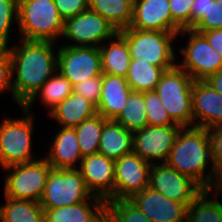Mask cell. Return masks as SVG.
Segmentation results:
<instances>
[{"label": "cell", "instance_id": "1", "mask_svg": "<svg viewBox=\"0 0 222 222\" xmlns=\"http://www.w3.org/2000/svg\"><path fill=\"white\" fill-rule=\"evenodd\" d=\"M20 41V42H19ZM51 41H28L7 48L12 60V85L15 105L23 106L57 71L58 48Z\"/></svg>", "mask_w": 222, "mask_h": 222}, {"label": "cell", "instance_id": "2", "mask_svg": "<svg viewBox=\"0 0 222 222\" xmlns=\"http://www.w3.org/2000/svg\"><path fill=\"white\" fill-rule=\"evenodd\" d=\"M166 164L207 190L217 172L211 157L208 129L181 127Z\"/></svg>", "mask_w": 222, "mask_h": 222}, {"label": "cell", "instance_id": "3", "mask_svg": "<svg viewBox=\"0 0 222 222\" xmlns=\"http://www.w3.org/2000/svg\"><path fill=\"white\" fill-rule=\"evenodd\" d=\"M17 36L28 41L59 42L64 29L54 0H18Z\"/></svg>", "mask_w": 222, "mask_h": 222}, {"label": "cell", "instance_id": "4", "mask_svg": "<svg viewBox=\"0 0 222 222\" xmlns=\"http://www.w3.org/2000/svg\"><path fill=\"white\" fill-rule=\"evenodd\" d=\"M22 118L5 117L0 120V167L37 160L33 151L35 114L20 106Z\"/></svg>", "mask_w": 222, "mask_h": 222}, {"label": "cell", "instance_id": "5", "mask_svg": "<svg viewBox=\"0 0 222 222\" xmlns=\"http://www.w3.org/2000/svg\"><path fill=\"white\" fill-rule=\"evenodd\" d=\"M118 33L127 41L131 59L148 62L165 70L176 65L175 41L178 42L177 39H179L177 33L135 28H126L118 31Z\"/></svg>", "mask_w": 222, "mask_h": 222}, {"label": "cell", "instance_id": "6", "mask_svg": "<svg viewBox=\"0 0 222 222\" xmlns=\"http://www.w3.org/2000/svg\"><path fill=\"white\" fill-rule=\"evenodd\" d=\"M192 77L177 64L164 72L156 86L165 110L170 118L184 126H193Z\"/></svg>", "mask_w": 222, "mask_h": 222}, {"label": "cell", "instance_id": "7", "mask_svg": "<svg viewBox=\"0 0 222 222\" xmlns=\"http://www.w3.org/2000/svg\"><path fill=\"white\" fill-rule=\"evenodd\" d=\"M51 169V165L44 157L3 168L4 197L39 202Z\"/></svg>", "mask_w": 222, "mask_h": 222}, {"label": "cell", "instance_id": "8", "mask_svg": "<svg viewBox=\"0 0 222 222\" xmlns=\"http://www.w3.org/2000/svg\"><path fill=\"white\" fill-rule=\"evenodd\" d=\"M181 34V35H180ZM185 38V45H179V54L183 56L181 62L178 60L176 64L185 70L194 81H204L210 75L215 74L222 69V57L209 44L207 39L198 32L191 29L181 30L177 37ZM179 61V62H178Z\"/></svg>", "mask_w": 222, "mask_h": 222}, {"label": "cell", "instance_id": "9", "mask_svg": "<svg viewBox=\"0 0 222 222\" xmlns=\"http://www.w3.org/2000/svg\"><path fill=\"white\" fill-rule=\"evenodd\" d=\"M92 196L77 168H52L39 203L43 209H53L75 205Z\"/></svg>", "mask_w": 222, "mask_h": 222}, {"label": "cell", "instance_id": "10", "mask_svg": "<svg viewBox=\"0 0 222 222\" xmlns=\"http://www.w3.org/2000/svg\"><path fill=\"white\" fill-rule=\"evenodd\" d=\"M116 33V29L104 17L88 9L64 21L61 40L69 41L67 44L64 40L62 45L99 47Z\"/></svg>", "mask_w": 222, "mask_h": 222}, {"label": "cell", "instance_id": "11", "mask_svg": "<svg viewBox=\"0 0 222 222\" xmlns=\"http://www.w3.org/2000/svg\"><path fill=\"white\" fill-rule=\"evenodd\" d=\"M57 45V70L72 85L103 75L99 47Z\"/></svg>", "mask_w": 222, "mask_h": 222}, {"label": "cell", "instance_id": "12", "mask_svg": "<svg viewBox=\"0 0 222 222\" xmlns=\"http://www.w3.org/2000/svg\"><path fill=\"white\" fill-rule=\"evenodd\" d=\"M181 125L152 126L133 132V152L150 164L166 163Z\"/></svg>", "mask_w": 222, "mask_h": 222}, {"label": "cell", "instance_id": "13", "mask_svg": "<svg viewBox=\"0 0 222 222\" xmlns=\"http://www.w3.org/2000/svg\"><path fill=\"white\" fill-rule=\"evenodd\" d=\"M149 187L187 206L203 191L190 177L179 173L166 163L152 164Z\"/></svg>", "mask_w": 222, "mask_h": 222}, {"label": "cell", "instance_id": "14", "mask_svg": "<svg viewBox=\"0 0 222 222\" xmlns=\"http://www.w3.org/2000/svg\"><path fill=\"white\" fill-rule=\"evenodd\" d=\"M152 164L133 151L115 160L114 200L130 199L149 186Z\"/></svg>", "mask_w": 222, "mask_h": 222}, {"label": "cell", "instance_id": "15", "mask_svg": "<svg viewBox=\"0 0 222 222\" xmlns=\"http://www.w3.org/2000/svg\"><path fill=\"white\" fill-rule=\"evenodd\" d=\"M129 200L151 222H187L186 204L169 199L149 186L134 194Z\"/></svg>", "mask_w": 222, "mask_h": 222}, {"label": "cell", "instance_id": "16", "mask_svg": "<svg viewBox=\"0 0 222 222\" xmlns=\"http://www.w3.org/2000/svg\"><path fill=\"white\" fill-rule=\"evenodd\" d=\"M93 195L114 200L115 160L97 152L83 156L77 168Z\"/></svg>", "mask_w": 222, "mask_h": 222}, {"label": "cell", "instance_id": "17", "mask_svg": "<svg viewBox=\"0 0 222 222\" xmlns=\"http://www.w3.org/2000/svg\"><path fill=\"white\" fill-rule=\"evenodd\" d=\"M129 28L177 34L182 30L172 19L168 0H134Z\"/></svg>", "mask_w": 222, "mask_h": 222}, {"label": "cell", "instance_id": "18", "mask_svg": "<svg viewBox=\"0 0 222 222\" xmlns=\"http://www.w3.org/2000/svg\"><path fill=\"white\" fill-rule=\"evenodd\" d=\"M193 126L212 128L222 125V95L205 81L192 85Z\"/></svg>", "mask_w": 222, "mask_h": 222}, {"label": "cell", "instance_id": "19", "mask_svg": "<svg viewBox=\"0 0 222 222\" xmlns=\"http://www.w3.org/2000/svg\"><path fill=\"white\" fill-rule=\"evenodd\" d=\"M60 128V129H59ZM43 155L54 169L78 168L83 158L75 128L59 127Z\"/></svg>", "mask_w": 222, "mask_h": 222}, {"label": "cell", "instance_id": "20", "mask_svg": "<svg viewBox=\"0 0 222 222\" xmlns=\"http://www.w3.org/2000/svg\"><path fill=\"white\" fill-rule=\"evenodd\" d=\"M45 222H99L106 216V200L93 195L75 205L44 209Z\"/></svg>", "mask_w": 222, "mask_h": 222}, {"label": "cell", "instance_id": "21", "mask_svg": "<svg viewBox=\"0 0 222 222\" xmlns=\"http://www.w3.org/2000/svg\"><path fill=\"white\" fill-rule=\"evenodd\" d=\"M131 91L125 77L103 74L97 113L107 120H115L126 105Z\"/></svg>", "mask_w": 222, "mask_h": 222}, {"label": "cell", "instance_id": "22", "mask_svg": "<svg viewBox=\"0 0 222 222\" xmlns=\"http://www.w3.org/2000/svg\"><path fill=\"white\" fill-rule=\"evenodd\" d=\"M96 114H98L97 107L74 92L48 113L50 119H55L59 127L72 128Z\"/></svg>", "mask_w": 222, "mask_h": 222}, {"label": "cell", "instance_id": "23", "mask_svg": "<svg viewBox=\"0 0 222 222\" xmlns=\"http://www.w3.org/2000/svg\"><path fill=\"white\" fill-rule=\"evenodd\" d=\"M99 50L103 74L126 77L131 61L127 41L117 32Z\"/></svg>", "mask_w": 222, "mask_h": 222}, {"label": "cell", "instance_id": "24", "mask_svg": "<svg viewBox=\"0 0 222 222\" xmlns=\"http://www.w3.org/2000/svg\"><path fill=\"white\" fill-rule=\"evenodd\" d=\"M133 151V131L115 120H107L101 134L98 152L111 159L121 158Z\"/></svg>", "mask_w": 222, "mask_h": 222}, {"label": "cell", "instance_id": "25", "mask_svg": "<svg viewBox=\"0 0 222 222\" xmlns=\"http://www.w3.org/2000/svg\"><path fill=\"white\" fill-rule=\"evenodd\" d=\"M72 92L73 85L57 70L22 107L34 114L32 107L39 100L48 114Z\"/></svg>", "mask_w": 222, "mask_h": 222}, {"label": "cell", "instance_id": "26", "mask_svg": "<svg viewBox=\"0 0 222 222\" xmlns=\"http://www.w3.org/2000/svg\"><path fill=\"white\" fill-rule=\"evenodd\" d=\"M134 0H89V9L104 17L116 31L129 28Z\"/></svg>", "mask_w": 222, "mask_h": 222}, {"label": "cell", "instance_id": "27", "mask_svg": "<svg viewBox=\"0 0 222 222\" xmlns=\"http://www.w3.org/2000/svg\"><path fill=\"white\" fill-rule=\"evenodd\" d=\"M0 222H45L44 209L36 201L5 197Z\"/></svg>", "mask_w": 222, "mask_h": 222}, {"label": "cell", "instance_id": "28", "mask_svg": "<svg viewBox=\"0 0 222 222\" xmlns=\"http://www.w3.org/2000/svg\"><path fill=\"white\" fill-rule=\"evenodd\" d=\"M166 70L148 62L131 59L126 80L132 91L147 92L156 89L161 76Z\"/></svg>", "mask_w": 222, "mask_h": 222}, {"label": "cell", "instance_id": "29", "mask_svg": "<svg viewBox=\"0 0 222 222\" xmlns=\"http://www.w3.org/2000/svg\"><path fill=\"white\" fill-rule=\"evenodd\" d=\"M187 222H222V205L203 190L188 206Z\"/></svg>", "mask_w": 222, "mask_h": 222}, {"label": "cell", "instance_id": "30", "mask_svg": "<svg viewBox=\"0 0 222 222\" xmlns=\"http://www.w3.org/2000/svg\"><path fill=\"white\" fill-rule=\"evenodd\" d=\"M144 92L131 91L122 112L115 119L127 130L136 131L148 125Z\"/></svg>", "mask_w": 222, "mask_h": 222}, {"label": "cell", "instance_id": "31", "mask_svg": "<svg viewBox=\"0 0 222 222\" xmlns=\"http://www.w3.org/2000/svg\"><path fill=\"white\" fill-rule=\"evenodd\" d=\"M106 121L107 119L103 116L96 114L74 127L82 156L98 152L101 134Z\"/></svg>", "mask_w": 222, "mask_h": 222}, {"label": "cell", "instance_id": "32", "mask_svg": "<svg viewBox=\"0 0 222 222\" xmlns=\"http://www.w3.org/2000/svg\"><path fill=\"white\" fill-rule=\"evenodd\" d=\"M106 216L111 222H151L129 199L107 200Z\"/></svg>", "mask_w": 222, "mask_h": 222}, {"label": "cell", "instance_id": "33", "mask_svg": "<svg viewBox=\"0 0 222 222\" xmlns=\"http://www.w3.org/2000/svg\"><path fill=\"white\" fill-rule=\"evenodd\" d=\"M14 24L18 26V0H0V47H8L11 44L10 36L15 38L12 33Z\"/></svg>", "mask_w": 222, "mask_h": 222}, {"label": "cell", "instance_id": "34", "mask_svg": "<svg viewBox=\"0 0 222 222\" xmlns=\"http://www.w3.org/2000/svg\"><path fill=\"white\" fill-rule=\"evenodd\" d=\"M148 125L170 126L176 124L168 115L155 90L144 92Z\"/></svg>", "mask_w": 222, "mask_h": 222}, {"label": "cell", "instance_id": "35", "mask_svg": "<svg viewBox=\"0 0 222 222\" xmlns=\"http://www.w3.org/2000/svg\"><path fill=\"white\" fill-rule=\"evenodd\" d=\"M222 29V0H213L203 17L191 28L193 31Z\"/></svg>", "mask_w": 222, "mask_h": 222}, {"label": "cell", "instance_id": "36", "mask_svg": "<svg viewBox=\"0 0 222 222\" xmlns=\"http://www.w3.org/2000/svg\"><path fill=\"white\" fill-rule=\"evenodd\" d=\"M102 75L89 78L73 85V92L92 102L96 107L100 100Z\"/></svg>", "mask_w": 222, "mask_h": 222}, {"label": "cell", "instance_id": "37", "mask_svg": "<svg viewBox=\"0 0 222 222\" xmlns=\"http://www.w3.org/2000/svg\"><path fill=\"white\" fill-rule=\"evenodd\" d=\"M194 0H168L173 21L183 30L191 29V7Z\"/></svg>", "mask_w": 222, "mask_h": 222}, {"label": "cell", "instance_id": "38", "mask_svg": "<svg viewBox=\"0 0 222 222\" xmlns=\"http://www.w3.org/2000/svg\"><path fill=\"white\" fill-rule=\"evenodd\" d=\"M11 93L14 101L12 85V60L7 47H0V95Z\"/></svg>", "mask_w": 222, "mask_h": 222}, {"label": "cell", "instance_id": "39", "mask_svg": "<svg viewBox=\"0 0 222 222\" xmlns=\"http://www.w3.org/2000/svg\"><path fill=\"white\" fill-rule=\"evenodd\" d=\"M54 3L64 21L89 9V0H54Z\"/></svg>", "mask_w": 222, "mask_h": 222}, {"label": "cell", "instance_id": "40", "mask_svg": "<svg viewBox=\"0 0 222 222\" xmlns=\"http://www.w3.org/2000/svg\"><path fill=\"white\" fill-rule=\"evenodd\" d=\"M211 157L215 168L222 164V125L208 129Z\"/></svg>", "mask_w": 222, "mask_h": 222}, {"label": "cell", "instance_id": "41", "mask_svg": "<svg viewBox=\"0 0 222 222\" xmlns=\"http://www.w3.org/2000/svg\"><path fill=\"white\" fill-rule=\"evenodd\" d=\"M213 0H194L191 7V28L207 12Z\"/></svg>", "mask_w": 222, "mask_h": 222}, {"label": "cell", "instance_id": "42", "mask_svg": "<svg viewBox=\"0 0 222 222\" xmlns=\"http://www.w3.org/2000/svg\"><path fill=\"white\" fill-rule=\"evenodd\" d=\"M201 33L209 42V44L222 57V29H213L209 31H195Z\"/></svg>", "mask_w": 222, "mask_h": 222}, {"label": "cell", "instance_id": "43", "mask_svg": "<svg viewBox=\"0 0 222 222\" xmlns=\"http://www.w3.org/2000/svg\"><path fill=\"white\" fill-rule=\"evenodd\" d=\"M210 194L222 205V176H214L210 187L207 189Z\"/></svg>", "mask_w": 222, "mask_h": 222}, {"label": "cell", "instance_id": "44", "mask_svg": "<svg viewBox=\"0 0 222 222\" xmlns=\"http://www.w3.org/2000/svg\"><path fill=\"white\" fill-rule=\"evenodd\" d=\"M210 87H212L217 93L222 95V69L215 74L210 75L204 80Z\"/></svg>", "mask_w": 222, "mask_h": 222}, {"label": "cell", "instance_id": "45", "mask_svg": "<svg viewBox=\"0 0 222 222\" xmlns=\"http://www.w3.org/2000/svg\"><path fill=\"white\" fill-rule=\"evenodd\" d=\"M215 176H222V164L217 168Z\"/></svg>", "mask_w": 222, "mask_h": 222}, {"label": "cell", "instance_id": "46", "mask_svg": "<svg viewBox=\"0 0 222 222\" xmlns=\"http://www.w3.org/2000/svg\"><path fill=\"white\" fill-rule=\"evenodd\" d=\"M99 222H111L107 216L103 217Z\"/></svg>", "mask_w": 222, "mask_h": 222}]
</instances>
